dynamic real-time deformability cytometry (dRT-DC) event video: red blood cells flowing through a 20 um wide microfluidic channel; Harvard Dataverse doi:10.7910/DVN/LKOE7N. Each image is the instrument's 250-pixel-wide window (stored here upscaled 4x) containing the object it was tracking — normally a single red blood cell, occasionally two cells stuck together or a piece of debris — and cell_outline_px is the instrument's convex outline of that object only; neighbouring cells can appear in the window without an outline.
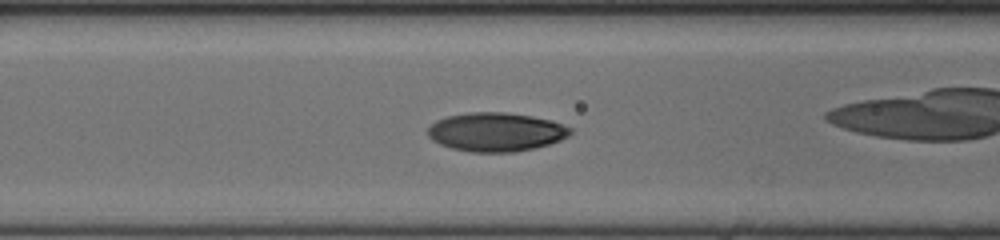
{"species": "human", "species_latin": "Homo sapiens", "temperature_condition": "cold", "stored_images_in_passage": 55, "camera_frame_rate_fps": 3000, "um_per_image_px": 0.085, "donor": {"sex": "female"}, "frame": {"image": 1, "passage_image": 21, "time_ms": 6.667, "image_size_px": [1000, 240], "cell_outline_px": [[572, 132], [568, 136], [560, 140], [536, 148], [512, 152], [472, 152], [452, 148], [440, 144], [432, 140], [428, 136], [428, 128], [436, 120], [448, 116], [468, 112], [504, 112], [532, 116], [552, 120], [572, 128]], "centroid_in_image_um": [42.17, 11.21], "position_along_channel_um": 124.4, "area_um2": 32.25}}
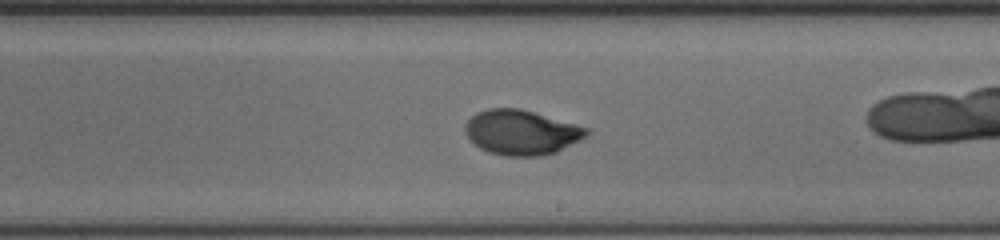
{"frame": {"image": 2, "passage_image": 31, "time_ms": 10.0, "image_size_px": [1000, 240], "cell_outline_px": [[592, 132], [588, 136], [556, 152], [540, 156], [504, 156], [488, 152], [480, 148], [464, 132], [464, 124], [476, 112], [488, 108], [520, 108], [576, 124], [588, 128]], "centroid_in_image_um": [44.33, 11.25], "position_along_channel_um": 244.7, "area_um2": 31.85}}
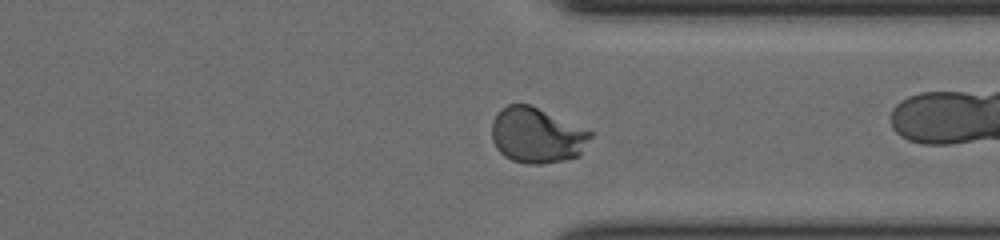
{"frame": {"image": 3, "passage_image": 41, "time_ms": 13.333, "image_size_px": [1000, 240], "cell_outline_px": [[592, 136], [580, 156], [564, 160], [540, 164], [528, 164], [512, 160], [504, 156], [496, 148], [492, 140], [492, 120], [500, 108], [508, 104], [528, 104], [592, 132]], "centroid_in_image_um": [45.6, 11.52], "position_along_channel_um": 365.8, "area_um2": 31.73}, "authors_computed_cell_mechanics": {"area_um2": 31.212, "velocity_mm_per_s": 3.6227, "shape_relaxation_time_tau1_ms": 5.1452, "shape_relaxation_time_tau2_ms": null, "deformation_change_tau1": 0.2125, "deformation_change_tau2": null}}